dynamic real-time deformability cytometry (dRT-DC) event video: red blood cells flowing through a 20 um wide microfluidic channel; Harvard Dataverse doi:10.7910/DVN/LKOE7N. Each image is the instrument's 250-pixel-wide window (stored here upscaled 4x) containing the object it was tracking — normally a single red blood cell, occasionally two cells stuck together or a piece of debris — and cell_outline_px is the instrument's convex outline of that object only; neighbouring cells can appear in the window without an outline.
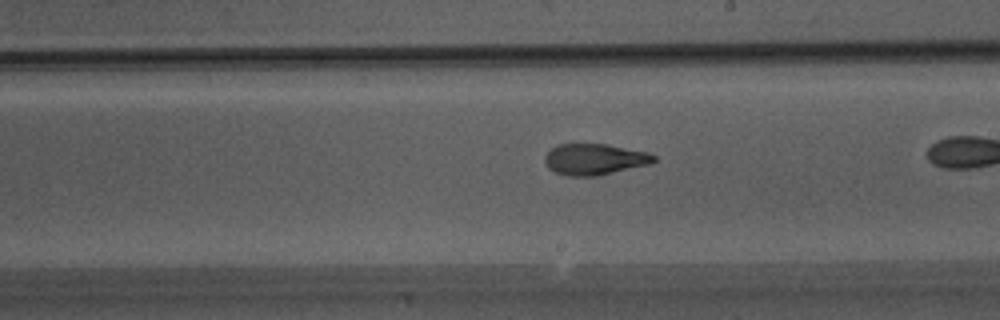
{"species": "Egyptian fruit bat (a non-hibernating species)", "species_latin": "Rousettus aegyptiacus", "temperature_condition": "warm", "stored_images_in_passage": 19, "camera_frame_rate_fps": 3000, "um_per_image_px": 0.085, "animal": {"sex": "male"}, "frame": {"image": 1, "passage_image": 10, "time_ms": 3.0, "image_size_px": [1000, 320], "cell_outline_px": [[656, 160], [648, 164], [596, 176], [564, 176], [548, 168], [544, 160], [544, 156], [552, 148], [560, 144], [608, 144], [648, 152], [656, 156]], "centroid_in_image_um": [50.52, 13.54], "position_along_channel_um": 238.5, "area_um2": 19.71}}